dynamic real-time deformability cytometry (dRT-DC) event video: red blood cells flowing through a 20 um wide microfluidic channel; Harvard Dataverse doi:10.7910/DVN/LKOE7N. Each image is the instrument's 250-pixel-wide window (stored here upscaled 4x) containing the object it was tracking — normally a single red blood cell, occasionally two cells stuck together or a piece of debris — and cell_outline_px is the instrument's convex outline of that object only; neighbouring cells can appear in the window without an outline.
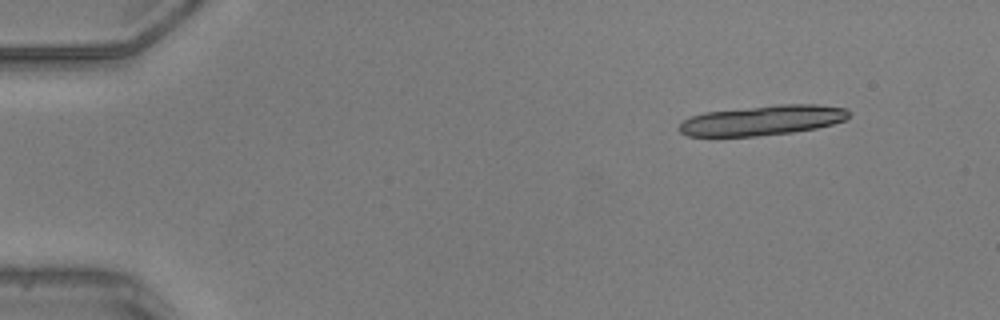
{"species": "common noctule bat (a hibernating species)", "species_latin": "Nyctalus noctula", "temperature_condition": "warm", "stored_images_in_passage": 13, "camera_frame_rate_fps": 3000, "um_per_image_px": 0.085, "animal": {"sex": "male", "body_mass_g": 20.5, "forearm_length_mm": 52.5}, "frame": {"image": 1, "passage_image": 1, "time_ms": 0.0, "image_size_px": [1000, 320], "cell_outline_px": [[848, 116], [844, 120], [832, 124], [816, 128], [792, 132], [756, 136], [688, 136], [680, 132], [676, 128], [684, 120], [692, 116], [704, 112], [780, 104], [816, 104], [848, 108]], "centroid_in_image_um": [64.79, 10.22], "position_along_channel_um": 20.2, "area_um2": 29.54}}